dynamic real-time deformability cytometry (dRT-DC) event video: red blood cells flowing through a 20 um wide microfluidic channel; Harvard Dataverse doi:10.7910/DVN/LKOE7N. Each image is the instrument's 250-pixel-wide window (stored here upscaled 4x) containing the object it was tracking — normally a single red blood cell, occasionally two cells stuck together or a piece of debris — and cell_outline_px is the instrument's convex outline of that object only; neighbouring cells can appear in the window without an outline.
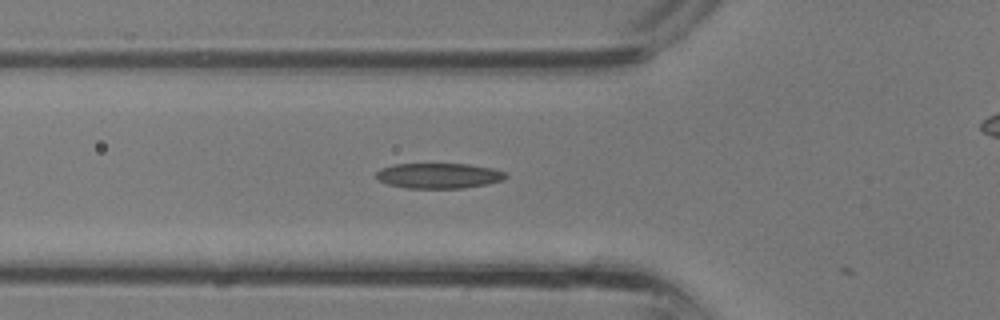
{"species": "common noctule bat (a hibernating species)", "species_latin": "Nyctalus noctula", "temperature_condition": "room temperature", "stored_images_in_passage": 20, "camera_frame_rate_fps": 3000, "um_per_image_px": 0.085, "animal": {"sex": "male", "body_mass_g": 13.3}, "frame": {"image": 1, "passage_image": 3, "time_ms": 0.667, "image_size_px": [1000, 320], "cell_outline_px": [[508, 176], [504, 180], [488, 184], [464, 188], [408, 188], [388, 184], [380, 180], [376, 176], [376, 172], [380, 168], [392, 164], [468, 164], [492, 168], [504, 172]], "centroid_in_image_um": [37.31, 14.93], "position_along_channel_um": 88.5, "area_um2": 19.13}}
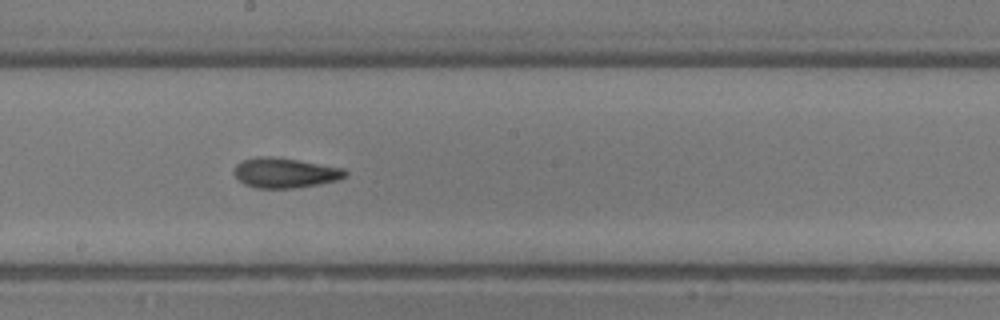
{"frame": {"image": 2, "passage_image": 10, "time_ms": 3.0, "image_size_px": [1000, 320], "cell_outline_px": [[348, 176], [336, 180], [316, 184], [292, 188], [256, 188], [244, 184], [236, 176], [236, 164], [244, 160], [256, 156], [272, 156], [344, 168], [348, 172]], "centroid_in_image_um": [24.24, 14.68], "position_along_channel_um": 224.0, "area_um2": 19.13}}
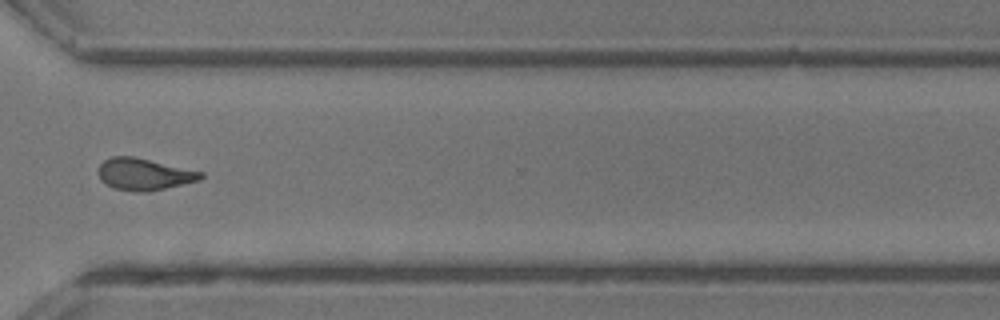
{"frame": {"image": 3, "passage_image": 17, "time_ms": 5.333, "image_size_px": [1000, 320], "cell_outline_px": [[204, 176], [200, 180], [148, 192], [136, 192], [116, 188], [100, 180], [100, 164], [104, 160], [112, 156], [132, 156], [204, 172]], "centroid_in_image_um": [12.28, 14.81], "position_along_channel_um": 358.3, "area_um2": 18.73}}